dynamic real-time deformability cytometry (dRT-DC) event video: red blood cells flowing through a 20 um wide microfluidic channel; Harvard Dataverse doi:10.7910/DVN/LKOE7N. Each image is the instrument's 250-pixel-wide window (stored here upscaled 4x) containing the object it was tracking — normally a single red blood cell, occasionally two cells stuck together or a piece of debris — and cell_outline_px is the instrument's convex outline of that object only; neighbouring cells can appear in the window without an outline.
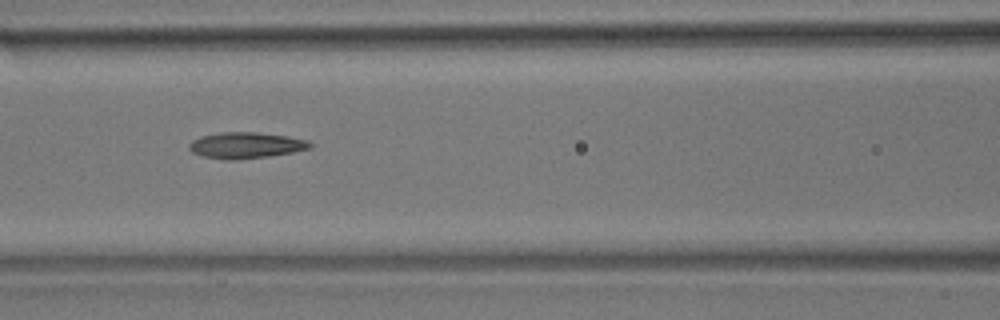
{"species": "common noctule bat (a hibernating species)", "species_latin": "Nyctalus noctula", "temperature_condition": "room temperature", "stored_images_in_passage": 12, "camera_frame_rate_fps": 3000, "um_per_image_px": 0.085, "animal": {"sex": "male", "body_mass_g": 17.9}, "frame": {"image": 1, "passage_image": 6, "time_ms": 1.667, "image_size_px": [1000, 320], "cell_outline_px": [[312, 148], [292, 152], [268, 156], [232, 160], [224, 160], [204, 156], [192, 152], [188, 148], [188, 144], [192, 140], [200, 136], [220, 132], [256, 132], [288, 136], [308, 140], [312, 144]], "centroid_in_image_um": [20.88, 12.34], "position_along_channel_um": 145.7, "area_um2": 18.44}}
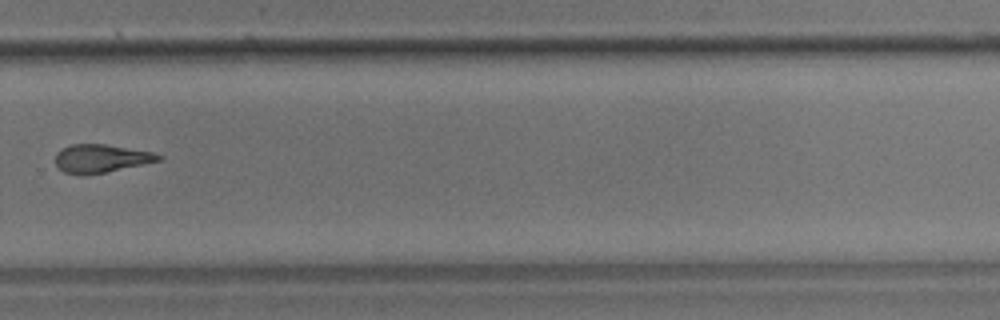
{"frame": {"image": 2, "passage_image": 10, "time_ms": 3.0, "image_size_px": [1000, 320], "cell_outline_px": [[164, 156], [160, 160], [144, 164], [104, 172], [64, 172], [56, 164], [56, 152], [72, 144], [104, 144], [152, 152]], "centroid_in_image_um": [8.63, 13.43], "position_along_channel_um": 321.2, "area_um2": 16.18}}
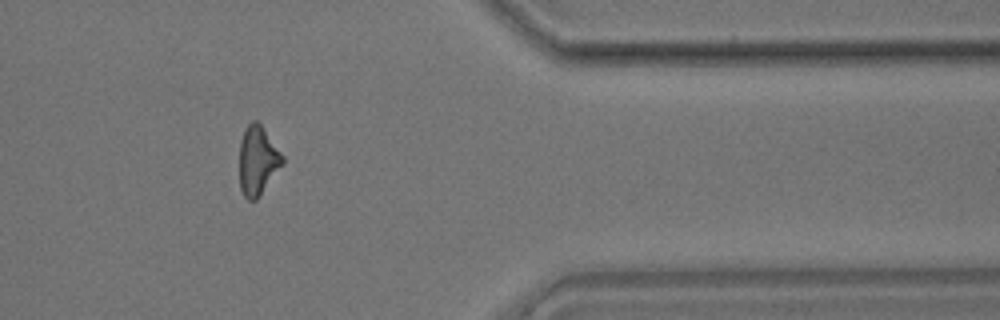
{"frame": {"image": 3, "passage_image": 12, "time_ms": 3.667, "image_size_px": [1000, 320], "cell_outline_px": [[284, 164], [256, 200], [248, 200], [244, 196], [240, 188], [240, 140], [244, 128], [252, 120], [256, 120], [260, 124], [284, 156]], "centroid_in_image_um": [21.91, 13.64], "position_along_channel_um": 389.5, "area_um2": 17.34}}